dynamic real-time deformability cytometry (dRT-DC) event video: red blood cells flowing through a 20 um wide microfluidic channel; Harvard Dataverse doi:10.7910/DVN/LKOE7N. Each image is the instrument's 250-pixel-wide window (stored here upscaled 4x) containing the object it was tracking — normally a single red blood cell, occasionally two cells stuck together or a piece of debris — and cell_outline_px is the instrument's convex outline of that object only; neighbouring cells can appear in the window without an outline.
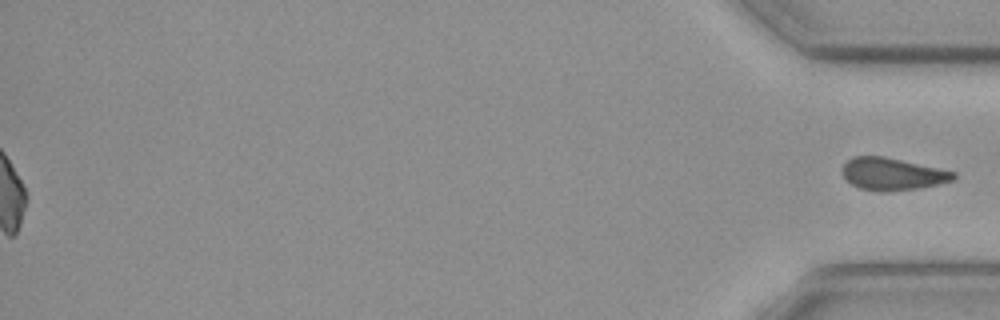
{"species": "common noctule bat (a hibernating species)", "species_latin": "Nyctalus noctula", "temperature_condition": "cold", "stored_images_in_passage": 58, "segment_of_instrument_passage": [2, 2], "camera_frame_rate_fps": 3000, "um_per_image_px": 0.085, "animal": {"sex": "female", "body_mass_g": 19.3, "forearm_length_mm": 54.1}, "frame": {"image": 1, "passage_image": 58, "time_ms": 19.0, "image_size_px": [1000, 320], "cell_outline_px": [[956, 176], [952, 180], [920, 188], [884, 192], [880, 192], [860, 188], [852, 184], [840, 172], [844, 164], [848, 160], [856, 156], [884, 156], [956, 172]], "centroid_in_image_um": [75.83, 14.79], "position_along_channel_um": 359.4, "area_um2": 20.75}}